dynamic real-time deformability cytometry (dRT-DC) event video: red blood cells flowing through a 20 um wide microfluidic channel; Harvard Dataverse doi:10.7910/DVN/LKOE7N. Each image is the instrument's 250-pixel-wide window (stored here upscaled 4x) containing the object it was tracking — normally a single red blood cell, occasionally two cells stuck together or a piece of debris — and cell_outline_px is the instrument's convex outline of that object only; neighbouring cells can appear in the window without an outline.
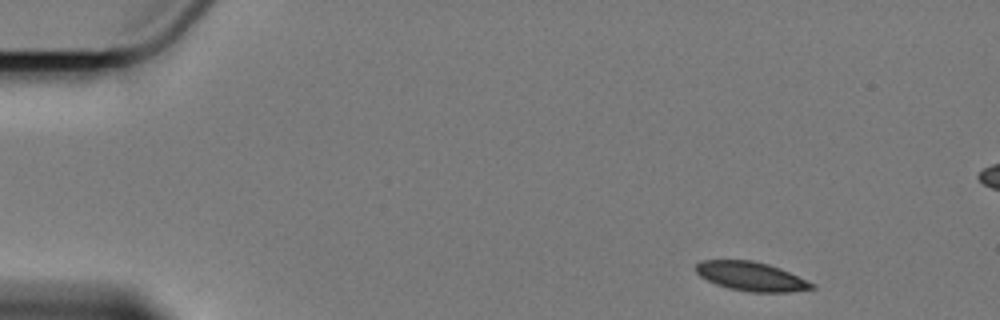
{"species": "Egyptian fruit bat (a non-hibernating species)", "species_latin": "Rousettus aegyptiacus", "temperature_condition": "cold", "stored_images_in_passage": 5, "camera_frame_rate_fps": 3000, "um_per_image_px": 0.085, "animal": {"sex": "female"}, "frame": {"image": 1, "passage_image": 1, "time_ms": 0.0, "image_size_px": [1000, 320], "cell_outline_px": [[816, 288], [792, 292], [748, 292], [728, 288], [716, 284], [700, 276], [696, 272], [696, 264], [704, 260], [752, 260], [768, 264], [780, 268], [816, 284]], "centroid_in_image_um": [63.88, 23.5], "position_along_channel_um": 21.1, "area_um2": 19.65}}
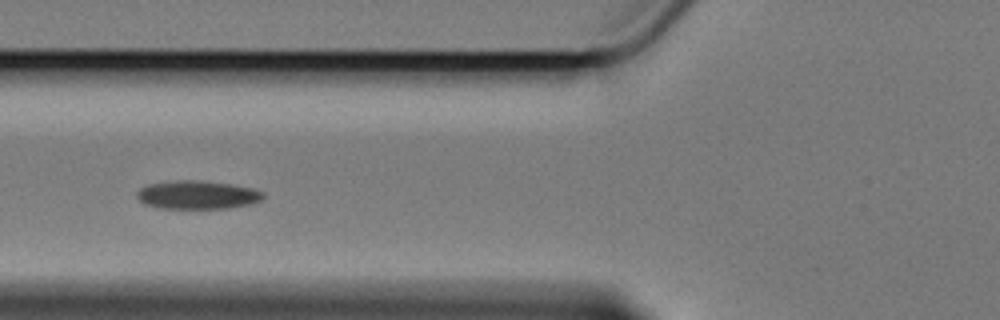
{"frame": {"image": 2, "passage_image": 5, "time_ms": 5.333, "image_size_px": [1000, 320], "cell_outline_px": [[264, 196], [260, 200], [252, 204], [228, 208], [160, 208], [144, 204], [136, 196], [136, 192], [140, 188], [148, 184], [176, 180], [200, 180], [232, 184], [252, 188], [264, 192]], "centroid_in_image_um": [16.77, 16.56], "position_along_channel_um": 109.0, "area_um2": 20.98}}